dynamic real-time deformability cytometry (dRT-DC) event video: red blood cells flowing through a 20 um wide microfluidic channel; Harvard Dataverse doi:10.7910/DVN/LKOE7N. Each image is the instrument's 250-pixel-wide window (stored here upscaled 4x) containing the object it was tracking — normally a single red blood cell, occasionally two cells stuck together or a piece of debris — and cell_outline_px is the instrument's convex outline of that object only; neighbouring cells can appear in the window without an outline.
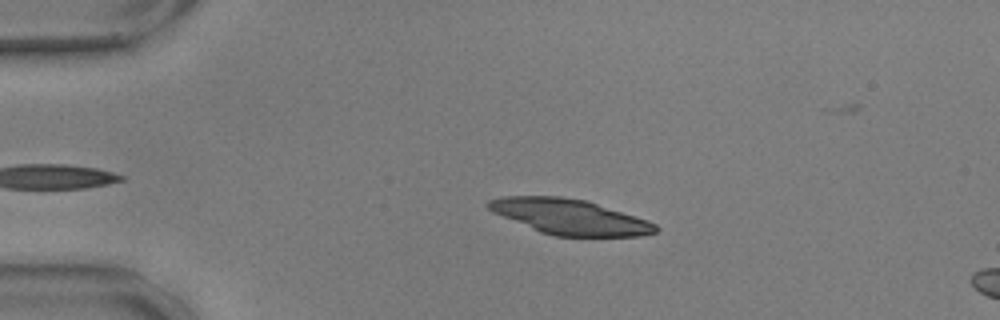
{"species": "common noctule bat (a hibernating species)", "species_latin": "Nyctalus noctula", "temperature_condition": "warm", "stored_images_in_passage": 9, "camera_frame_rate_fps": 3000, "um_per_image_px": 0.085, "animal": {"sex": "male", "body_mass_g": 17.9, "forearm_length_mm": 54.2}, "frame": {"image": 1, "passage_image": 3, "time_ms": 0.667, "image_size_px": [1000, 320], "cell_outline_px": [[660, 228], [656, 232], [644, 236], [556, 236], [540, 232], [492, 212], [484, 204], [488, 200], [504, 196], [560, 196], [584, 200], [648, 220], [656, 224]], "centroid_in_image_um": [48.41, 18.43], "position_along_channel_um": 36.6, "area_um2": 34.22}}